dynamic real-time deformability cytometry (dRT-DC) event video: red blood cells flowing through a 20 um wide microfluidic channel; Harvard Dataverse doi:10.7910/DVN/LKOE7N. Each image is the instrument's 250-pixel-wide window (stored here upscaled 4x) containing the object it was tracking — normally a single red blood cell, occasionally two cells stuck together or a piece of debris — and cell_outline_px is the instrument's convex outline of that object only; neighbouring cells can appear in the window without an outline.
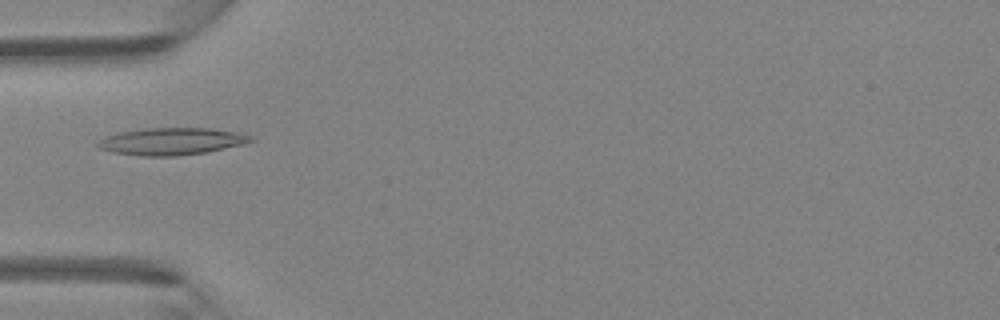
{"species": "Egyptian fruit bat (a non-hibernating species)", "species_latin": "Rousettus aegyptiacus", "temperature_condition": "room temperature", "stored_images_in_passage": 46, "camera_frame_rate_fps": 3000, "um_per_image_px": 0.085, "animal": {"sex": "female"}, "frame": {"image": 1, "passage_image": 15, "time_ms": 4.667, "image_size_px": [1000, 320], "cell_outline_px": [[256, 140], [244, 144], [204, 152], [176, 156], [140, 156], [112, 152], [100, 148], [96, 144], [100, 140], [108, 136], [120, 132], [144, 128], [212, 128], [256, 136]], "centroid_in_image_um": [14.62, 12.01], "position_along_channel_um": 70.4, "area_um2": 24.1}}
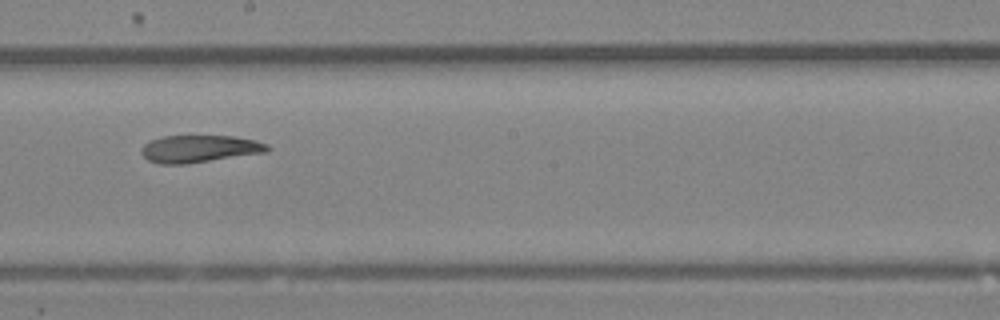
{"frame": {"image": 2, "passage_image": 26, "time_ms": 8.333, "image_size_px": [1000, 320], "cell_outline_px": [[272, 148], [268, 152], [184, 164], [160, 164], [148, 160], [140, 152], [144, 144], [152, 140], [164, 136], [236, 136], [256, 140], [268, 144]], "centroid_in_image_um": [17.0, 12.64], "position_along_channel_um": 231.2, "area_um2": 20.06}}
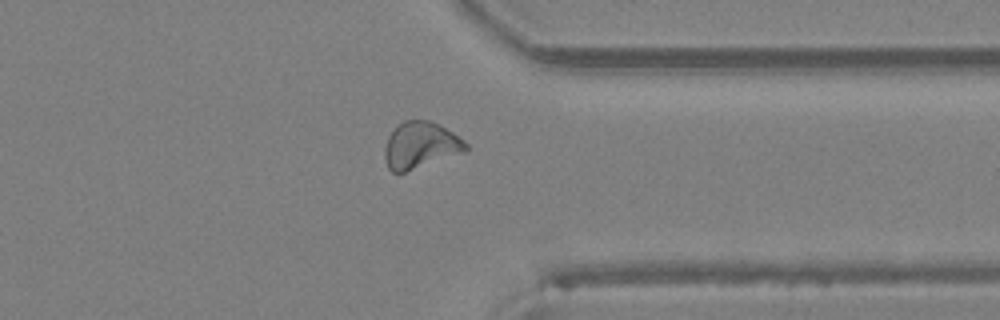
{"frame": {"image": 3, "passage_image": 36, "time_ms": 11.667, "image_size_px": [1000, 320], "cell_outline_px": [[468, 148], [464, 152], [404, 172], [392, 172], [388, 168], [384, 156], [384, 148], [388, 136], [404, 120], [428, 120], [452, 132], [464, 140], [468, 144]], "centroid_in_image_um": [35.73, 12.35], "position_along_channel_um": 375.7, "area_um2": 21.62}}